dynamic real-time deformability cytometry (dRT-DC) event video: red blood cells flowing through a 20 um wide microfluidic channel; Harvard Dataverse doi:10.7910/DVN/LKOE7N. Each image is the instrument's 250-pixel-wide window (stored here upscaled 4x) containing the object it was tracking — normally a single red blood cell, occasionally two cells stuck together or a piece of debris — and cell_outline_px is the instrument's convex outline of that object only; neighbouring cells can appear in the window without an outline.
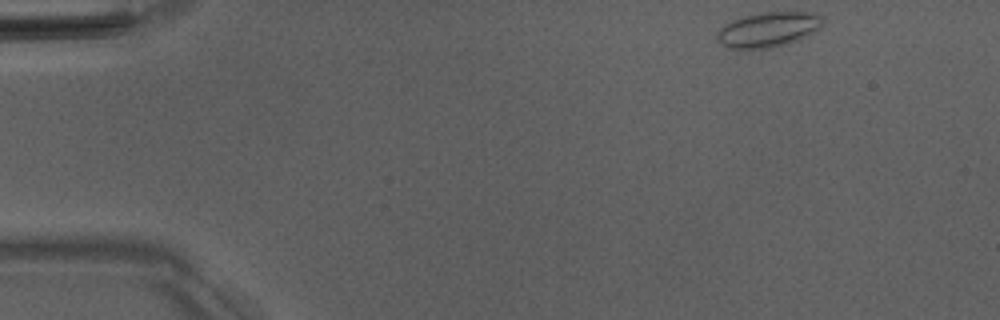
{"species": "Egyptian fruit bat (a non-hibernating species)", "species_latin": "Rousettus aegyptiacus", "temperature_condition": "room temperature", "stored_images_in_passage": 47, "camera_frame_rate_fps": 3000, "um_per_image_px": 0.085, "animal": {"sex": "male"}, "frame": {"image": 1, "passage_image": 1, "time_ms": 0.0, "image_size_px": [1000, 320], "cell_outline_px": [[824, 24], [820, 28], [800, 40], [772, 48], [748, 52], [736, 52], [728, 48], [716, 40], [716, 32], [724, 24], [732, 20], [744, 16], [760, 12], [816, 12], [824, 16]], "centroid_in_image_um": [65.27, 2.56], "position_along_channel_um": 19.7, "area_um2": 22.72}}
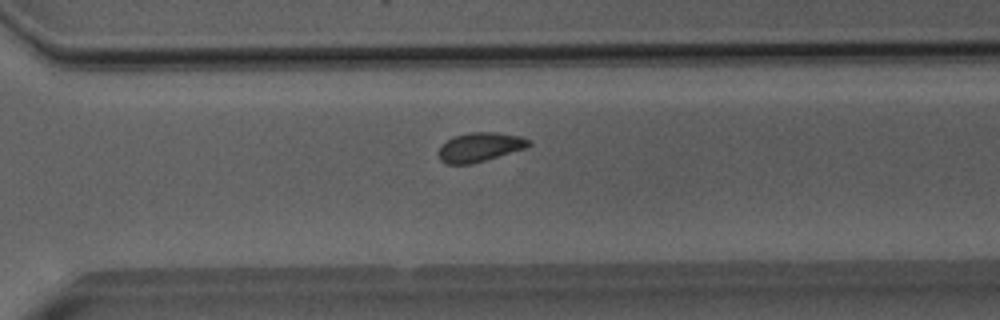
{"frame": {"image": 2, "passage_image": 32, "time_ms": 10.333, "image_size_px": [1000, 320], "cell_outline_px": [[532, 144], [528, 148], [472, 164], [444, 164], [440, 160], [436, 152], [440, 144], [452, 136], [468, 132], [496, 132], [520, 136], [532, 140]], "centroid_in_image_um": [40.76, 12.5], "position_along_channel_um": 329.8, "area_um2": 15.9}}
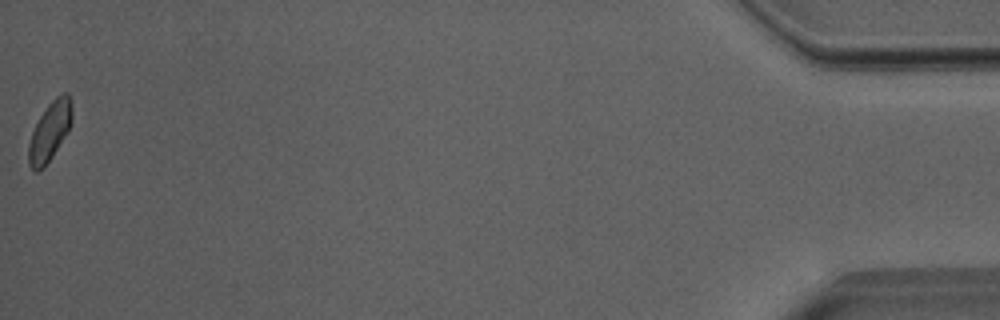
{"frame": {"image": 3, "passage_image": 47, "time_ms": 15.333, "image_size_px": [1000, 320], "cell_outline_px": [[72, 120], [68, 132], [44, 168], [36, 172], [28, 164], [28, 144], [32, 132], [40, 116], [48, 104], [56, 96], [64, 92], [68, 92], [72, 108]], "centroid_in_image_um": [4.23, 11.16], "position_along_channel_um": 431.0, "area_um2": 14.91}, "authors_computed_cell_mechanics": {"area_um2": 15.4904, "velocity_mm_per_s": 3.9718, "shape_relaxation_time_tau1_ms": 5.7545, "shape_relaxation_time_tau2_ms": 4.809, "deformation_change_tau1": 0.0913, "deformation_change_tau2": 0.094}}